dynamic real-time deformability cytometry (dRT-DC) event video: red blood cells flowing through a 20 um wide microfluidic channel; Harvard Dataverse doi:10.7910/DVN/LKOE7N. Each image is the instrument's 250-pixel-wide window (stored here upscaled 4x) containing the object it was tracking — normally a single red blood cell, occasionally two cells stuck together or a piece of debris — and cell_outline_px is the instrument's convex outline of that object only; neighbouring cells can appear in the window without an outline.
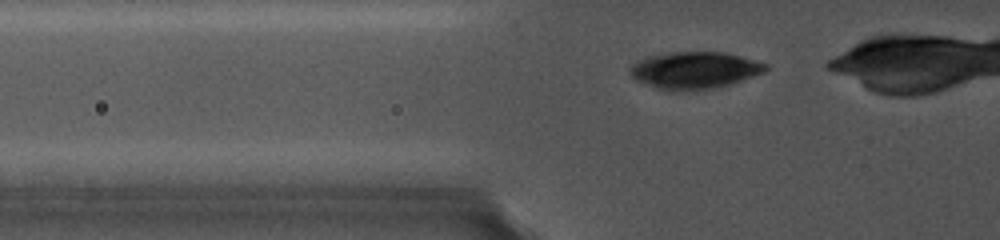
{"species": "common noctule bat (a hibernating species)", "species_latin": "Nyctalus noctula", "temperature_condition": "cold", "stored_images_in_passage": 44, "camera_frame_rate_fps": 5000, "um_per_image_px": 0.085, "animal": {"sex": "female", "body_mass_g": 19.0, "forearm_length_mm": 56.7}, "frame": {"image": 1, "passage_image": 2, "time_ms": 0.2, "image_size_px": [1000, 240], "cell_outline_px": [[768, 68], [764, 72], [728, 84], [712, 88], [656, 88], [636, 80], [632, 76], [628, 68], [636, 60], [644, 56], [668, 52], [724, 52], [756, 60], [768, 64]], "centroid_in_image_um": [59.0, 5.91], "position_along_channel_um": 66.8, "area_um2": 28.55}}
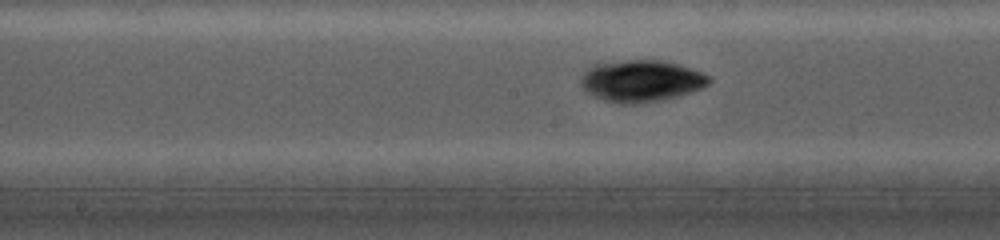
{"frame": {"image": 2, "passage_image": 14, "time_ms": 3.8, "image_size_px": [1000, 240], "cell_outline_px": [[712, 80], [708, 84], [700, 88], [664, 100], [632, 104], [620, 104], [604, 100], [584, 92], [580, 84], [580, 80], [584, 72], [588, 68], [596, 64], [628, 60], [660, 60], [676, 64], [700, 72], [708, 76]], "centroid_in_image_um": [54.44, 6.89], "position_along_channel_um": 193.8, "area_um2": 30.87}}
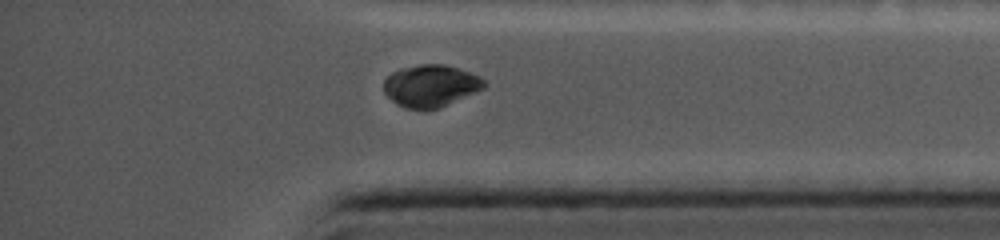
{"frame": {"image": 3, "passage_image": 36, "time_ms": 9.2, "image_size_px": [1000, 240], "cell_outline_px": [[488, 84], [484, 88], [440, 108], [424, 112], [404, 108], [396, 104], [384, 92], [384, 80], [392, 72], [400, 68], [420, 64], [444, 64], [480, 76]], "centroid_in_image_um": [36.59, 7.32], "position_along_channel_um": 398.6, "area_um2": 24.97}}